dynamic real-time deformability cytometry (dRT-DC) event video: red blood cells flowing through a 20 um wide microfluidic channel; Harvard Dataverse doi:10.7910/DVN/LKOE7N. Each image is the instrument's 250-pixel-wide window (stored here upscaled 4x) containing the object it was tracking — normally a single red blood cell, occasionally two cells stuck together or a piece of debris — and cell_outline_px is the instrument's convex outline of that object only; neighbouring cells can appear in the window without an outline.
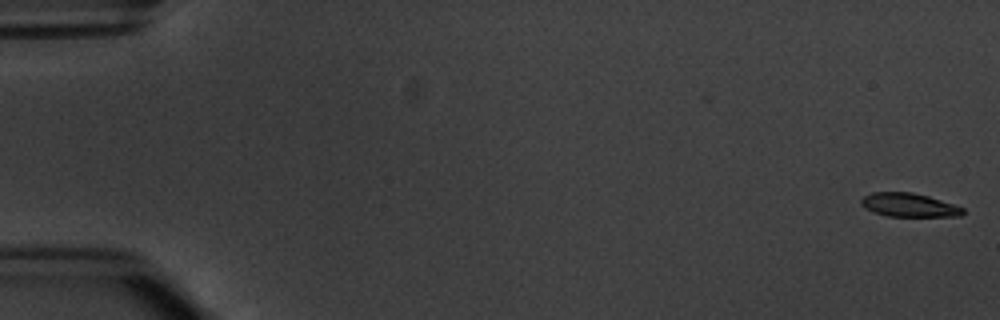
{"species": "common noctule bat (a hibernating species)", "species_latin": "Nyctalus noctula", "temperature_condition": "warm", "stored_images_in_passage": 7, "camera_frame_rate_fps": 3000, "um_per_image_px": 0.085, "animal": {"sex": "male", "body_mass_g": 20.1, "forearm_length_mm": 53.5}, "frame": {"image": 1, "passage_image": 1, "time_ms": 0.0, "image_size_px": [1000, 320], "cell_outline_px": [[964, 212], [960, 216], [888, 216], [864, 208], [860, 204], [860, 200], [864, 196], [872, 192], [912, 192], [928, 196], [964, 208]], "centroid_in_image_um": [77.23, 17.42], "position_along_channel_um": 7.8, "area_um2": 13.87}}
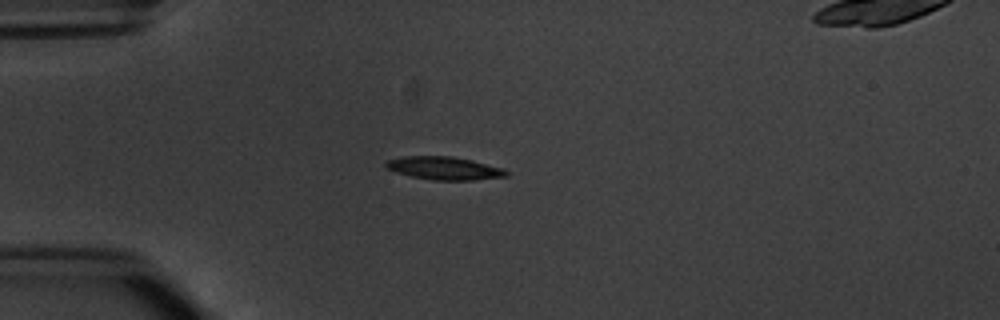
{"frame": {"image": 2, "passage_image": 5, "time_ms": 4.667, "image_size_px": [1000, 320], "cell_outline_px": [[508, 176], [472, 180], [432, 180], [412, 176], [396, 172], [384, 168], [384, 164], [388, 160], [400, 156], [452, 156], [472, 160], [504, 168], [508, 172]], "centroid_in_image_um": [37.74, 14.29], "position_along_channel_um": 47.3, "area_um2": 16.24}}